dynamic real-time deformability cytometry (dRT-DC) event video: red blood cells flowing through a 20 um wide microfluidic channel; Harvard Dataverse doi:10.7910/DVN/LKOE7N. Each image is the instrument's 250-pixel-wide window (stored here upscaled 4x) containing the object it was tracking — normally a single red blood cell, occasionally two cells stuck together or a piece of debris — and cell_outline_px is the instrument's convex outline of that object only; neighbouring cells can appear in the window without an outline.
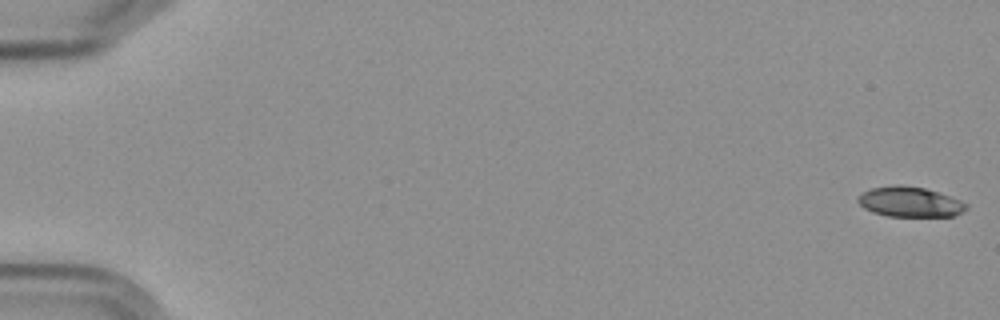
{"species": "Egyptian fruit bat (a non-hibernating species)", "species_latin": "Rousettus aegyptiacus", "temperature_condition": "cold", "stored_images_in_passage": 5, "camera_frame_rate_fps": 3000, "um_per_image_px": 0.085, "frame": {"image": 1, "passage_image": 1, "time_ms": 0.0, "image_size_px": [1000, 320], "cell_outline_px": [[968, 208], [952, 216], [888, 216], [872, 212], [864, 208], [856, 200], [860, 192], [872, 188], [896, 184], [900, 184], [924, 188], [960, 200], [968, 204]], "centroid_in_image_um": [77.28, 17.15], "position_along_channel_um": 7.7, "area_um2": 18.96}}
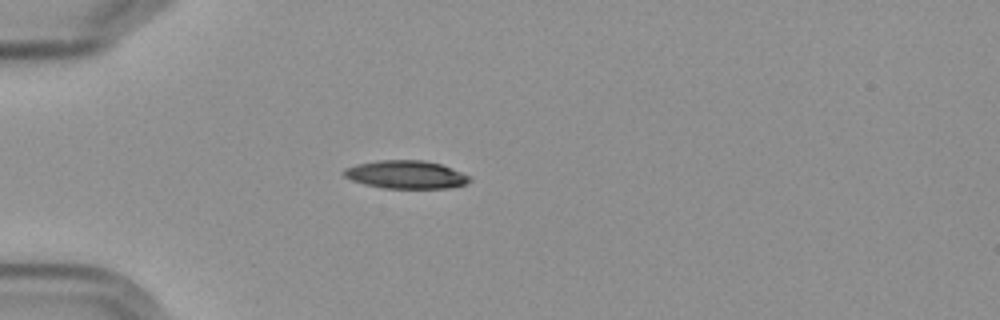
{"frame": {"image": 2, "passage_image": 5, "time_ms": 5.333, "image_size_px": [1000, 320], "cell_outline_px": [[472, 180], [468, 184], [448, 188], [380, 188], [364, 184], [352, 180], [344, 176], [340, 172], [344, 168], [356, 164], [376, 160], [424, 160], [440, 164], [460, 172], [468, 176]], "centroid_in_image_um": [34.46, 14.84], "position_along_channel_um": 50.5, "area_um2": 20.69}}